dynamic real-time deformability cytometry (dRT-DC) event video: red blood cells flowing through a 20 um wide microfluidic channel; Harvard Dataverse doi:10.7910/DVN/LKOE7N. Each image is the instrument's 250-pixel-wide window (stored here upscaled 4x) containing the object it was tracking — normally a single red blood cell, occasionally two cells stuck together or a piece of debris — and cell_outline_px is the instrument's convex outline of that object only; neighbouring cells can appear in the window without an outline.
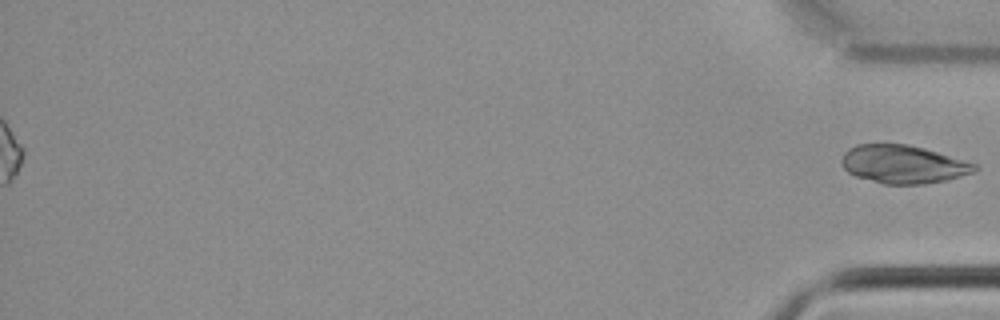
{"species": "common noctule bat (a hibernating species)", "species_latin": "Nyctalus noctula", "temperature_condition": "cold", "stored_images_in_passage": 37, "segment_of_instrument_passage": [2, 2], "camera_frame_rate_fps": 3000, "um_per_image_px": 0.085, "animal": {"sex": "male", "body_mass_g": 21.5, "forearm_length_mm": 52.0}, "frame": {"image": 1, "passage_image": 37, "time_ms": 12.0, "image_size_px": [1000, 320], "cell_outline_px": [[980, 168], [972, 172], [960, 176], [944, 180], [924, 184], [884, 184], [856, 176], [848, 172], [844, 168], [840, 160], [844, 152], [848, 148], [856, 144], [908, 144], [924, 148], [980, 164]], "centroid_in_image_um": [76.78, 13.95], "position_along_channel_um": 358.4, "area_um2": 29.71}}